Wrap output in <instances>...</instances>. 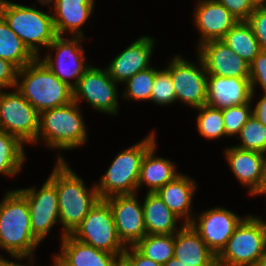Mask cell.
<instances>
[{
    "instance_id": "cell-1",
    "label": "cell",
    "mask_w": 266,
    "mask_h": 266,
    "mask_svg": "<svg viewBox=\"0 0 266 266\" xmlns=\"http://www.w3.org/2000/svg\"><path fill=\"white\" fill-rule=\"evenodd\" d=\"M5 193L0 200V250L13 260H37L41 242L32 233L27 199L17 189Z\"/></svg>"
},
{
    "instance_id": "cell-2",
    "label": "cell",
    "mask_w": 266,
    "mask_h": 266,
    "mask_svg": "<svg viewBox=\"0 0 266 266\" xmlns=\"http://www.w3.org/2000/svg\"><path fill=\"white\" fill-rule=\"evenodd\" d=\"M54 165L48 178L56 185L62 239L81 224L99 196L95 181L88 187L66 160L56 161Z\"/></svg>"
},
{
    "instance_id": "cell-3",
    "label": "cell",
    "mask_w": 266,
    "mask_h": 266,
    "mask_svg": "<svg viewBox=\"0 0 266 266\" xmlns=\"http://www.w3.org/2000/svg\"><path fill=\"white\" fill-rule=\"evenodd\" d=\"M88 128L82 109L74 100L39 114L36 144H45L49 150H59L55 161H65L60 151L84 146L88 141Z\"/></svg>"
},
{
    "instance_id": "cell-4",
    "label": "cell",
    "mask_w": 266,
    "mask_h": 266,
    "mask_svg": "<svg viewBox=\"0 0 266 266\" xmlns=\"http://www.w3.org/2000/svg\"><path fill=\"white\" fill-rule=\"evenodd\" d=\"M16 89L39 114L73 101V89L39 58L18 69Z\"/></svg>"
},
{
    "instance_id": "cell-5",
    "label": "cell",
    "mask_w": 266,
    "mask_h": 266,
    "mask_svg": "<svg viewBox=\"0 0 266 266\" xmlns=\"http://www.w3.org/2000/svg\"><path fill=\"white\" fill-rule=\"evenodd\" d=\"M156 134L155 130L150 131L116 155L100 180L95 182L99 199L138 193L141 163L145 153L157 142Z\"/></svg>"
},
{
    "instance_id": "cell-6",
    "label": "cell",
    "mask_w": 266,
    "mask_h": 266,
    "mask_svg": "<svg viewBox=\"0 0 266 266\" xmlns=\"http://www.w3.org/2000/svg\"><path fill=\"white\" fill-rule=\"evenodd\" d=\"M0 15L36 58L57 37L51 8L45 13L35 3L26 6L0 0Z\"/></svg>"
},
{
    "instance_id": "cell-7",
    "label": "cell",
    "mask_w": 266,
    "mask_h": 266,
    "mask_svg": "<svg viewBox=\"0 0 266 266\" xmlns=\"http://www.w3.org/2000/svg\"><path fill=\"white\" fill-rule=\"evenodd\" d=\"M266 250V226L262 216L248 214L216 256L217 266H257Z\"/></svg>"
},
{
    "instance_id": "cell-8",
    "label": "cell",
    "mask_w": 266,
    "mask_h": 266,
    "mask_svg": "<svg viewBox=\"0 0 266 266\" xmlns=\"http://www.w3.org/2000/svg\"><path fill=\"white\" fill-rule=\"evenodd\" d=\"M98 250L122 257L126 246L119 239L109 203L99 199L71 234Z\"/></svg>"
},
{
    "instance_id": "cell-9",
    "label": "cell",
    "mask_w": 266,
    "mask_h": 266,
    "mask_svg": "<svg viewBox=\"0 0 266 266\" xmlns=\"http://www.w3.org/2000/svg\"><path fill=\"white\" fill-rule=\"evenodd\" d=\"M57 36L48 46L47 53L39 59L64 83L72 89L91 66L85 56L82 36ZM53 52V53H52ZM54 54V56H53ZM74 80V81H71Z\"/></svg>"
},
{
    "instance_id": "cell-10",
    "label": "cell",
    "mask_w": 266,
    "mask_h": 266,
    "mask_svg": "<svg viewBox=\"0 0 266 266\" xmlns=\"http://www.w3.org/2000/svg\"><path fill=\"white\" fill-rule=\"evenodd\" d=\"M14 89L0 90V130L16 137L25 146H35L39 113L16 87Z\"/></svg>"
},
{
    "instance_id": "cell-11",
    "label": "cell",
    "mask_w": 266,
    "mask_h": 266,
    "mask_svg": "<svg viewBox=\"0 0 266 266\" xmlns=\"http://www.w3.org/2000/svg\"><path fill=\"white\" fill-rule=\"evenodd\" d=\"M118 87L106 68L91 65L73 89V100L79 105L84 100L93 110L116 116L120 109Z\"/></svg>"
},
{
    "instance_id": "cell-12",
    "label": "cell",
    "mask_w": 266,
    "mask_h": 266,
    "mask_svg": "<svg viewBox=\"0 0 266 266\" xmlns=\"http://www.w3.org/2000/svg\"><path fill=\"white\" fill-rule=\"evenodd\" d=\"M196 57L197 61L194 63L181 54H176L165 67L173 81L176 101L193 110L206 104L208 77L201 58L197 54Z\"/></svg>"
},
{
    "instance_id": "cell-13",
    "label": "cell",
    "mask_w": 266,
    "mask_h": 266,
    "mask_svg": "<svg viewBox=\"0 0 266 266\" xmlns=\"http://www.w3.org/2000/svg\"><path fill=\"white\" fill-rule=\"evenodd\" d=\"M17 190L27 199L33 235L44 241L55 224L60 225L56 185L47 178L38 190L35 186Z\"/></svg>"
},
{
    "instance_id": "cell-14",
    "label": "cell",
    "mask_w": 266,
    "mask_h": 266,
    "mask_svg": "<svg viewBox=\"0 0 266 266\" xmlns=\"http://www.w3.org/2000/svg\"><path fill=\"white\" fill-rule=\"evenodd\" d=\"M246 216L242 217L223 206H215L195 214L190 225L217 256Z\"/></svg>"
},
{
    "instance_id": "cell-15",
    "label": "cell",
    "mask_w": 266,
    "mask_h": 266,
    "mask_svg": "<svg viewBox=\"0 0 266 266\" xmlns=\"http://www.w3.org/2000/svg\"><path fill=\"white\" fill-rule=\"evenodd\" d=\"M135 194L115 195L106 198L109 203L119 239L134 246L146 234L142 202Z\"/></svg>"
},
{
    "instance_id": "cell-16",
    "label": "cell",
    "mask_w": 266,
    "mask_h": 266,
    "mask_svg": "<svg viewBox=\"0 0 266 266\" xmlns=\"http://www.w3.org/2000/svg\"><path fill=\"white\" fill-rule=\"evenodd\" d=\"M155 42V39L151 36H138L107 65L106 69L110 77L121 85L137 72L152 67L151 57L155 50Z\"/></svg>"
},
{
    "instance_id": "cell-17",
    "label": "cell",
    "mask_w": 266,
    "mask_h": 266,
    "mask_svg": "<svg viewBox=\"0 0 266 266\" xmlns=\"http://www.w3.org/2000/svg\"><path fill=\"white\" fill-rule=\"evenodd\" d=\"M208 75L249 78V64L235 54L222 40H211L197 47Z\"/></svg>"
},
{
    "instance_id": "cell-18",
    "label": "cell",
    "mask_w": 266,
    "mask_h": 266,
    "mask_svg": "<svg viewBox=\"0 0 266 266\" xmlns=\"http://www.w3.org/2000/svg\"><path fill=\"white\" fill-rule=\"evenodd\" d=\"M195 2L193 22L200 36L196 48L211 40H221L239 21L216 0H195Z\"/></svg>"
},
{
    "instance_id": "cell-19",
    "label": "cell",
    "mask_w": 266,
    "mask_h": 266,
    "mask_svg": "<svg viewBox=\"0 0 266 266\" xmlns=\"http://www.w3.org/2000/svg\"><path fill=\"white\" fill-rule=\"evenodd\" d=\"M206 104L218 109L243 105L251 101L249 78L208 75Z\"/></svg>"
},
{
    "instance_id": "cell-20",
    "label": "cell",
    "mask_w": 266,
    "mask_h": 266,
    "mask_svg": "<svg viewBox=\"0 0 266 266\" xmlns=\"http://www.w3.org/2000/svg\"><path fill=\"white\" fill-rule=\"evenodd\" d=\"M94 7L95 0H55L50 8L57 36L86 37L82 26L93 15Z\"/></svg>"
},
{
    "instance_id": "cell-21",
    "label": "cell",
    "mask_w": 266,
    "mask_h": 266,
    "mask_svg": "<svg viewBox=\"0 0 266 266\" xmlns=\"http://www.w3.org/2000/svg\"><path fill=\"white\" fill-rule=\"evenodd\" d=\"M197 187L194 178L181 172L155 193L183 223L190 224L196 214L192 213V203Z\"/></svg>"
},
{
    "instance_id": "cell-22",
    "label": "cell",
    "mask_w": 266,
    "mask_h": 266,
    "mask_svg": "<svg viewBox=\"0 0 266 266\" xmlns=\"http://www.w3.org/2000/svg\"><path fill=\"white\" fill-rule=\"evenodd\" d=\"M223 152L231 172L241 187H247V192L251 195L258 188L265 154L240 149L234 145L225 148Z\"/></svg>"
},
{
    "instance_id": "cell-23",
    "label": "cell",
    "mask_w": 266,
    "mask_h": 266,
    "mask_svg": "<svg viewBox=\"0 0 266 266\" xmlns=\"http://www.w3.org/2000/svg\"><path fill=\"white\" fill-rule=\"evenodd\" d=\"M174 257L186 266H217L215 254L190 224L174 234Z\"/></svg>"
},
{
    "instance_id": "cell-24",
    "label": "cell",
    "mask_w": 266,
    "mask_h": 266,
    "mask_svg": "<svg viewBox=\"0 0 266 266\" xmlns=\"http://www.w3.org/2000/svg\"><path fill=\"white\" fill-rule=\"evenodd\" d=\"M157 142L145 153L138 180V193L146 186L148 192H156L159 188L171 182L181 172L173 160L156 156Z\"/></svg>"
},
{
    "instance_id": "cell-25",
    "label": "cell",
    "mask_w": 266,
    "mask_h": 266,
    "mask_svg": "<svg viewBox=\"0 0 266 266\" xmlns=\"http://www.w3.org/2000/svg\"><path fill=\"white\" fill-rule=\"evenodd\" d=\"M143 215L147 234H175L185 223L176 216L155 192L143 196ZM180 225V226H178Z\"/></svg>"
},
{
    "instance_id": "cell-26",
    "label": "cell",
    "mask_w": 266,
    "mask_h": 266,
    "mask_svg": "<svg viewBox=\"0 0 266 266\" xmlns=\"http://www.w3.org/2000/svg\"><path fill=\"white\" fill-rule=\"evenodd\" d=\"M59 254L72 266H116L118 256L75 239L66 234L60 239Z\"/></svg>"
},
{
    "instance_id": "cell-27",
    "label": "cell",
    "mask_w": 266,
    "mask_h": 266,
    "mask_svg": "<svg viewBox=\"0 0 266 266\" xmlns=\"http://www.w3.org/2000/svg\"><path fill=\"white\" fill-rule=\"evenodd\" d=\"M221 40L249 65L262 51L250 25L246 21H238Z\"/></svg>"
},
{
    "instance_id": "cell-28",
    "label": "cell",
    "mask_w": 266,
    "mask_h": 266,
    "mask_svg": "<svg viewBox=\"0 0 266 266\" xmlns=\"http://www.w3.org/2000/svg\"><path fill=\"white\" fill-rule=\"evenodd\" d=\"M0 58L10 61L18 69L32 63L36 57L0 15Z\"/></svg>"
},
{
    "instance_id": "cell-29",
    "label": "cell",
    "mask_w": 266,
    "mask_h": 266,
    "mask_svg": "<svg viewBox=\"0 0 266 266\" xmlns=\"http://www.w3.org/2000/svg\"><path fill=\"white\" fill-rule=\"evenodd\" d=\"M24 147L16 137L0 131V175L12 178L23 170L27 159Z\"/></svg>"
},
{
    "instance_id": "cell-30",
    "label": "cell",
    "mask_w": 266,
    "mask_h": 266,
    "mask_svg": "<svg viewBox=\"0 0 266 266\" xmlns=\"http://www.w3.org/2000/svg\"><path fill=\"white\" fill-rule=\"evenodd\" d=\"M174 234H146L134 247L145 257L164 265L174 257Z\"/></svg>"
},
{
    "instance_id": "cell-31",
    "label": "cell",
    "mask_w": 266,
    "mask_h": 266,
    "mask_svg": "<svg viewBox=\"0 0 266 266\" xmlns=\"http://www.w3.org/2000/svg\"><path fill=\"white\" fill-rule=\"evenodd\" d=\"M194 110L198 111L196 129L199 135L208 141L226 137L222 109L205 104Z\"/></svg>"
},
{
    "instance_id": "cell-32",
    "label": "cell",
    "mask_w": 266,
    "mask_h": 266,
    "mask_svg": "<svg viewBox=\"0 0 266 266\" xmlns=\"http://www.w3.org/2000/svg\"><path fill=\"white\" fill-rule=\"evenodd\" d=\"M159 69L152 66L146 70L137 72L123 86L124 90L121 96L128 101H151L152 88L154 84L155 74Z\"/></svg>"
},
{
    "instance_id": "cell-33",
    "label": "cell",
    "mask_w": 266,
    "mask_h": 266,
    "mask_svg": "<svg viewBox=\"0 0 266 266\" xmlns=\"http://www.w3.org/2000/svg\"><path fill=\"white\" fill-rule=\"evenodd\" d=\"M236 138H239L240 144L234 146L266 154V126L253 114L241 128Z\"/></svg>"
},
{
    "instance_id": "cell-34",
    "label": "cell",
    "mask_w": 266,
    "mask_h": 266,
    "mask_svg": "<svg viewBox=\"0 0 266 266\" xmlns=\"http://www.w3.org/2000/svg\"><path fill=\"white\" fill-rule=\"evenodd\" d=\"M256 93L251 94V101L243 105H236L222 109L226 137H236L244 124L252 116L253 100Z\"/></svg>"
},
{
    "instance_id": "cell-35",
    "label": "cell",
    "mask_w": 266,
    "mask_h": 266,
    "mask_svg": "<svg viewBox=\"0 0 266 266\" xmlns=\"http://www.w3.org/2000/svg\"><path fill=\"white\" fill-rule=\"evenodd\" d=\"M151 101L163 107L177 103L173 81L170 72L165 67L155 74Z\"/></svg>"
},
{
    "instance_id": "cell-36",
    "label": "cell",
    "mask_w": 266,
    "mask_h": 266,
    "mask_svg": "<svg viewBox=\"0 0 266 266\" xmlns=\"http://www.w3.org/2000/svg\"><path fill=\"white\" fill-rule=\"evenodd\" d=\"M249 80L252 93H256L259 86L261 94L266 95V51H261L249 65Z\"/></svg>"
},
{
    "instance_id": "cell-37",
    "label": "cell",
    "mask_w": 266,
    "mask_h": 266,
    "mask_svg": "<svg viewBox=\"0 0 266 266\" xmlns=\"http://www.w3.org/2000/svg\"><path fill=\"white\" fill-rule=\"evenodd\" d=\"M246 22L259 42L262 51H266V7L255 8Z\"/></svg>"
},
{
    "instance_id": "cell-38",
    "label": "cell",
    "mask_w": 266,
    "mask_h": 266,
    "mask_svg": "<svg viewBox=\"0 0 266 266\" xmlns=\"http://www.w3.org/2000/svg\"><path fill=\"white\" fill-rule=\"evenodd\" d=\"M222 4L239 21H246L254 11L250 0H216Z\"/></svg>"
},
{
    "instance_id": "cell-39",
    "label": "cell",
    "mask_w": 266,
    "mask_h": 266,
    "mask_svg": "<svg viewBox=\"0 0 266 266\" xmlns=\"http://www.w3.org/2000/svg\"><path fill=\"white\" fill-rule=\"evenodd\" d=\"M18 68L10 61L0 58V90L14 89L17 83Z\"/></svg>"
},
{
    "instance_id": "cell-40",
    "label": "cell",
    "mask_w": 266,
    "mask_h": 266,
    "mask_svg": "<svg viewBox=\"0 0 266 266\" xmlns=\"http://www.w3.org/2000/svg\"><path fill=\"white\" fill-rule=\"evenodd\" d=\"M122 257L131 266H163L142 255L134 246H127Z\"/></svg>"
},
{
    "instance_id": "cell-41",
    "label": "cell",
    "mask_w": 266,
    "mask_h": 266,
    "mask_svg": "<svg viewBox=\"0 0 266 266\" xmlns=\"http://www.w3.org/2000/svg\"><path fill=\"white\" fill-rule=\"evenodd\" d=\"M252 114L266 126V95L260 94L259 100H256Z\"/></svg>"
},
{
    "instance_id": "cell-42",
    "label": "cell",
    "mask_w": 266,
    "mask_h": 266,
    "mask_svg": "<svg viewBox=\"0 0 266 266\" xmlns=\"http://www.w3.org/2000/svg\"><path fill=\"white\" fill-rule=\"evenodd\" d=\"M265 196L266 197V154L262 164L261 179L258 188L250 196Z\"/></svg>"
},
{
    "instance_id": "cell-43",
    "label": "cell",
    "mask_w": 266,
    "mask_h": 266,
    "mask_svg": "<svg viewBox=\"0 0 266 266\" xmlns=\"http://www.w3.org/2000/svg\"><path fill=\"white\" fill-rule=\"evenodd\" d=\"M52 257L50 266H72L59 253H55Z\"/></svg>"
},
{
    "instance_id": "cell-44",
    "label": "cell",
    "mask_w": 266,
    "mask_h": 266,
    "mask_svg": "<svg viewBox=\"0 0 266 266\" xmlns=\"http://www.w3.org/2000/svg\"><path fill=\"white\" fill-rule=\"evenodd\" d=\"M163 266H186L184 263L172 257L169 261H167Z\"/></svg>"
},
{
    "instance_id": "cell-45",
    "label": "cell",
    "mask_w": 266,
    "mask_h": 266,
    "mask_svg": "<svg viewBox=\"0 0 266 266\" xmlns=\"http://www.w3.org/2000/svg\"><path fill=\"white\" fill-rule=\"evenodd\" d=\"M254 8L266 7V0H250Z\"/></svg>"
},
{
    "instance_id": "cell-46",
    "label": "cell",
    "mask_w": 266,
    "mask_h": 266,
    "mask_svg": "<svg viewBox=\"0 0 266 266\" xmlns=\"http://www.w3.org/2000/svg\"><path fill=\"white\" fill-rule=\"evenodd\" d=\"M3 257H4L3 255H0V266H12L13 263L15 262V260L12 261Z\"/></svg>"
},
{
    "instance_id": "cell-47",
    "label": "cell",
    "mask_w": 266,
    "mask_h": 266,
    "mask_svg": "<svg viewBox=\"0 0 266 266\" xmlns=\"http://www.w3.org/2000/svg\"><path fill=\"white\" fill-rule=\"evenodd\" d=\"M35 259L33 260H28V263H22V260H21V263L20 262H17V260L13 263L12 266H41V265H34L35 264Z\"/></svg>"
},
{
    "instance_id": "cell-48",
    "label": "cell",
    "mask_w": 266,
    "mask_h": 266,
    "mask_svg": "<svg viewBox=\"0 0 266 266\" xmlns=\"http://www.w3.org/2000/svg\"><path fill=\"white\" fill-rule=\"evenodd\" d=\"M257 266H266V250L259 259Z\"/></svg>"
},
{
    "instance_id": "cell-49",
    "label": "cell",
    "mask_w": 266,
    "mask_h": 266,
    "mask_svg": "<svg viewBox=\"0 0 266 266\" xmlns=\"http://www.w3.org/2000/svg\"><path fill=\"white\" fill-rule=\"evenodd\" d=\"M116 266H131L123 257H120L116 263Z\"/></svg>"
},
{
    "instance_id": "cell-50",
    "label": "cell",
    "mask_w": 266,
    "mask_h": 266,
    "mask_svg": "<svg viewBox=\"0 0 266 266\" xmlns=\"http://www.w3.org/2000/svg\"><path fill=\"white\" fill-rule=\"evenodd\" d=\"M37 1L41 6L44 5L50 6L55 0H37Z\"/></svg>"
},
{
    "instance_id": "cell-51",
    "label": "cell",
    "mask_w": 266,
    "mask_h": 266,
    "mask_svg": "<svg viewBox=\"0 0 266 266\" xmlns=\"http://www.w3.org/2000/svg\"><path fill=\"white\" fill-rule=\"evenodd\" d=\"M262 220L264 221V223H265V226H266V219H265V218H264V219L262 218Z\"/></svg>"
}]
</instances>
